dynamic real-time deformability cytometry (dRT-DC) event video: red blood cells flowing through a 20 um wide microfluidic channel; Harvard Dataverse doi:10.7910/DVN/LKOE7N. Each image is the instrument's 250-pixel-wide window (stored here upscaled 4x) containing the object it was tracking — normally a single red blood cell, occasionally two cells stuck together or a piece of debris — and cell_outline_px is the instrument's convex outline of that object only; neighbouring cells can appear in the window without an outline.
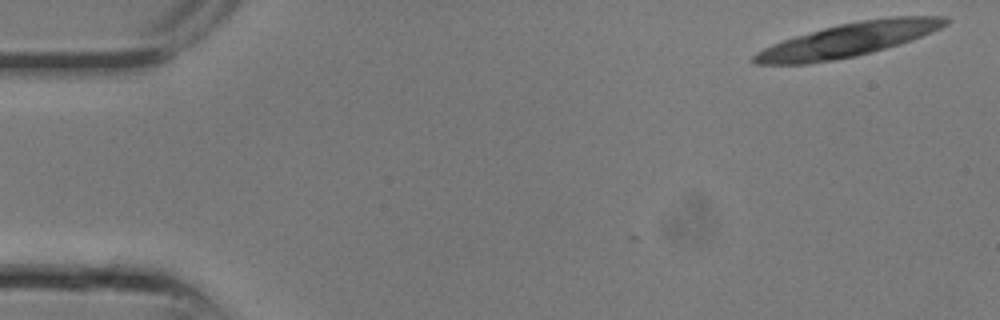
{"species": "common noctule bat (a hibernating species)", "species_latin": "Nyctalus noctula", "temperature_condition": "room temperature", "stored_images_in_passage": 12, "camera_frame_rate_fps": 3000, "um_per_image_px": 0.085, "animal": {"sex": "male", "body_mass_g": 13.3}, "frame": {"image": 1, "passage_image": 1, "time_ms": 0.0, "image_size_px": [1000, 320], "cell_outline_px": [[948, 24], [932, 32], [872, 52], [856, 56], [808, 64], [756, 64], [752, 60], [752, 56], [764, 48], [784, 40], [796, 36], [824, 28], [840, 24], [860, 20], [892, 16], [944, 16], [948, 20]], "centroid_in_image_um": [72.11, 3.38], "position_along_channel_um": 12.9, "area_um2": 36.82}}
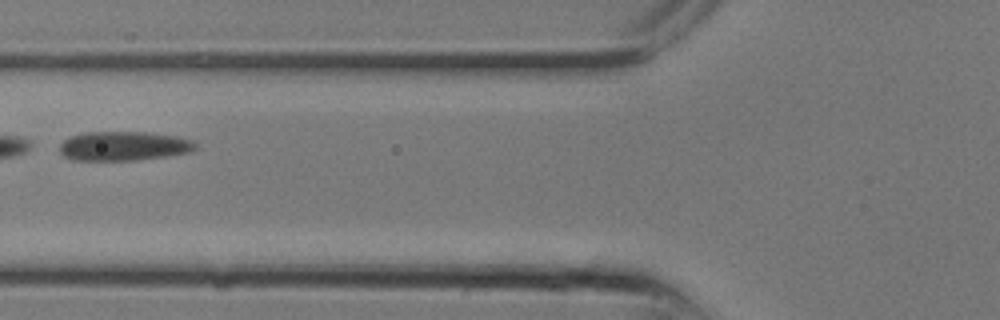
{"frame": {"image": 2, "passage_image": 10, "time_ms": 3.0, "image_size_px": [1000, 320], "cell_outline_px": [[196, 148], [192, 152], [136, 160], [72, 160], [64, 156], [60, 152], [60, 144], [68, 136], [84, 132], [144, 132], [176, 136], [192, 140], [196, 144]], "centroid_in_image_um": [10.49, 12.41], "position_along_channel_um": 115.3, "area_um2": 23.18}}